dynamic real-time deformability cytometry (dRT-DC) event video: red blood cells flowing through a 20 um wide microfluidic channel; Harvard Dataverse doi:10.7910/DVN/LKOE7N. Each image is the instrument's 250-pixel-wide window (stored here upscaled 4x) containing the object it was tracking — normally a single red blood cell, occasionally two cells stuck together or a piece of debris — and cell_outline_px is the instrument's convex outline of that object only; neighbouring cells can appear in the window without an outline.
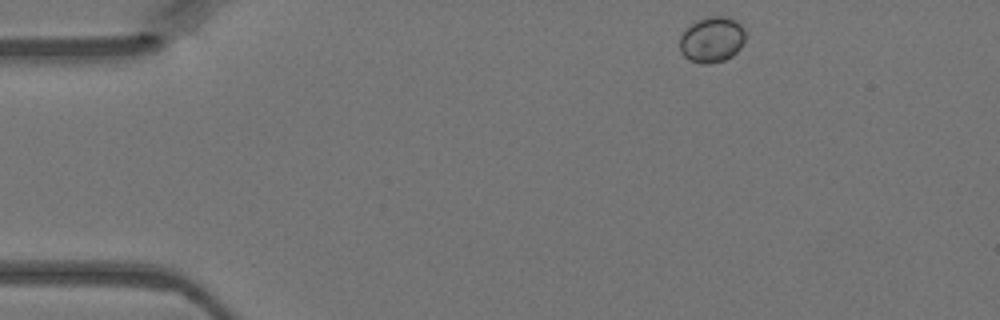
{"species": "Egyptian fruit bat (a non-hibernating species)", "species_latin": "Rousettus aegyptiacus", "temperature_condition": "warm", "stored_images_in_passage": 41, "camera_frame_rate_fps": 3000, "um_per_image_px": 0.085, "animal": {"sex": "female"}, "frame": {"image": 1, "passage_image": 1, "time_ms": 0.0, "image_size_px": [1000, 320], "cell_outline_px": [[744, 40], [740, 48], [732, 56], [724, 60], [708, 64], [704, 64], [688, 60], [680, 52], [680, 36], [696, 20], [708, 16], [724, 16], [736, 20], [744, 28]], "centroid_in_image_um": [60.51, 3.37], "position_along_channel_um": 24.5, "area_um2": 17.46}}
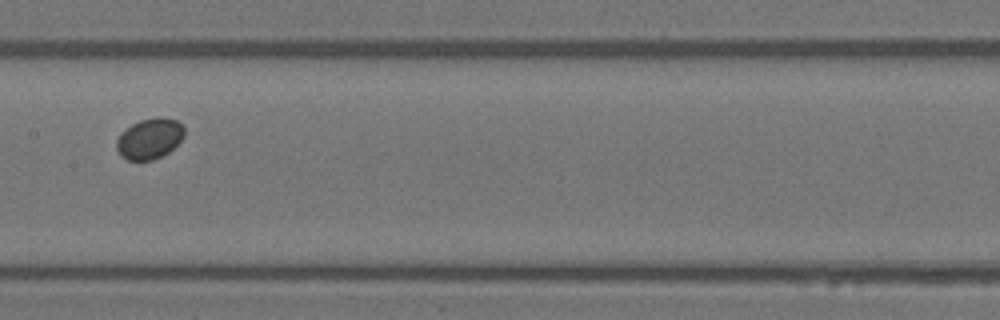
{"frame": {"image": 2, "passage_image": 18, "time_ms": 5.667, "image_size_px": [1000, 320], "cell_outline_px": [[184, 136], [168, 152], [152, 160], [128, 160], [120, 156], [116, 148], [116, 140], [120, 132], [132, 124], [140, 120], [160, 116], [176, 120], [184, 128]], "centroid_in_image_um": [12.67, 11.78], "position_along_channel_um": 194.7, "area_um2": 16.01}}
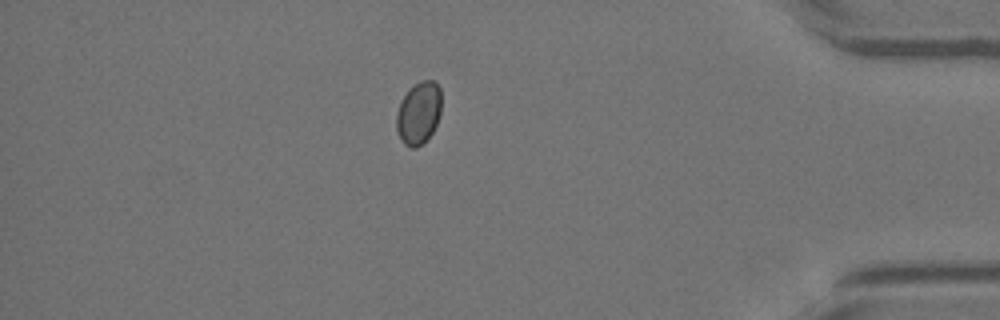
{"frame": {"image": 3, "passage_image": 35, "time_ms": 11.333, "image_size_px": [1000, 320], "cell_outline_px": [[440, 116], [432, 132], [416, 148], [412, 148], [404, 144], [396, 128], [396, 116], [400, 100], [408, 88], [420, 80], [432, 80], [440, 88]], "centroid_in_image_um": [35.56, 9.57], "position_along_channel_um": 399.6, "area_um2": 16.3}}